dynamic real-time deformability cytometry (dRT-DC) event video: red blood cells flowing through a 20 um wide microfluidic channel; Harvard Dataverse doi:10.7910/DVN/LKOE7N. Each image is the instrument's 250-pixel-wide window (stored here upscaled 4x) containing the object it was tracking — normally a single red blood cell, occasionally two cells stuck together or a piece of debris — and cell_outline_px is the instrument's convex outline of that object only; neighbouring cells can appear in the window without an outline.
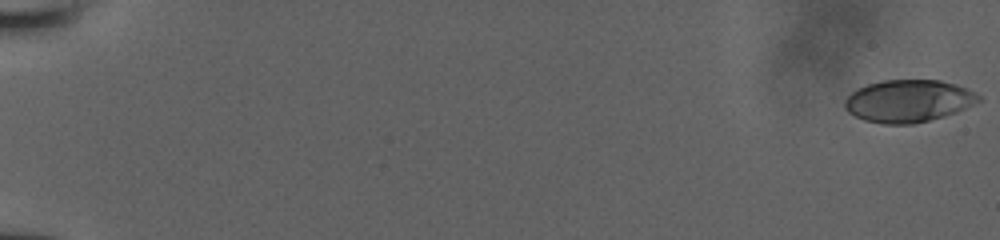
{"species": "human", "species_latin": "Homo sapiens", "temperature_condition": "room temperature", "stored_images_in_passage": 27, "camera_frame_rate_fps": 3000, "um_per_image_px": 0.085, "donor": {"sex": "male"}, "frame": {"image": 1, "passage_image": 1, "time_ms": 0.0, "image_size_px": [1000, 240], "cell_outline_px": [[980, 100], [956, 112], [944, 116], [912, 124], [884, 124], [864, 120], [848, 112], [844, 108], [844, 100], [852, 92], [868, 84], [884, 80], [940, 80], [956, 84], [968, 88], [980, 96]], "centroid_in_image_um": [77.2, 8.58], "position_along_channel_um": 7.8, "area_um2": 32.83}}
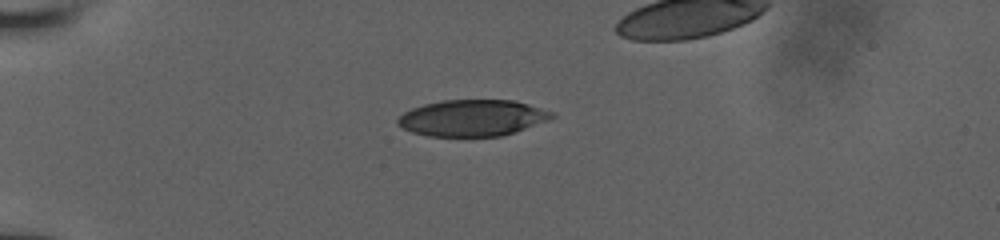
{"frame": {"image": 2, "passage_image": 16, "time_ms": 5.333, "image_size_px": [1000, 240], "cell_outline_px": [[556, 116], [548, 120], [500, 136], [428, 136], [412, 132], [396, 124], [396, 120], [404, 112], [412, 108], [424, 104], [440, 100], [512, 100], [528, 104], [552, 112]], "centroid_in_image_um": [40.1, 10.02], "position_along_channel_um": 44.9, "area_um2": 32.37}}
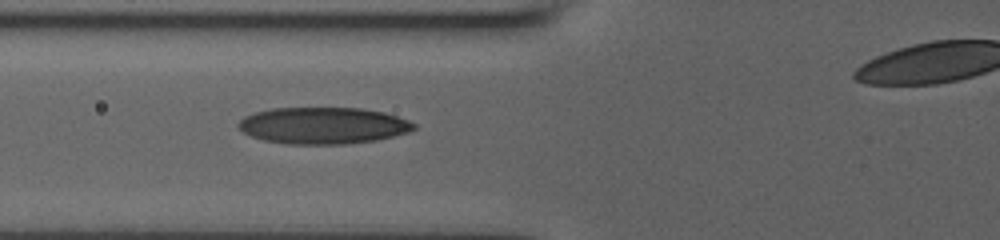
{"frame": {"image": 3, "passage_image": 25, "time_ms": 7.667, "image_size_px": [1000, 240], "cell_outline_px": [[416, 128], [408, 132], [376, 140], [344, 144], [288, 144], [264, 140], [252, 136], [244, 132], [236, 124], [244, 116], [256, 112], [272, 108], [364, 108], [384, 112], [408, 120], [416, 124]], "centroid_in_image_um": [27.47, 10.67], "position_along_channel_um": 98.3, "area_um2": 37.4}}